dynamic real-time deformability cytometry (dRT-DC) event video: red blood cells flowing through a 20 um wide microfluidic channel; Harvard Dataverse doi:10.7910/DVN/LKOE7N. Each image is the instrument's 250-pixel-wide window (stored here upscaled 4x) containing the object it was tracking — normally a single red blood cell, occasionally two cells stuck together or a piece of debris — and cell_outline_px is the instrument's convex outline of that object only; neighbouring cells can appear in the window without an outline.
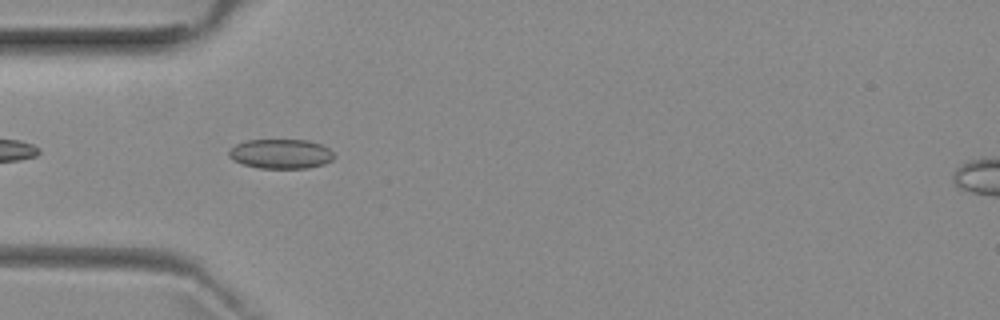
{"species": "common noctule bat (a hibernating species)", "species_latin": "Nyctalus noctula", "temperature_condition": "room temperature", "stored_images_in_passage": 6, "camera_frame_rate_fps": 3000, "um_per_image_px": 0.085, "animal": {"sex": "female", "body_mass_g": 29.2, "forearm_length_mm": 56.3}, "frame": {"image": 1, "passage_image": 5, "time_ms": 4.667, "image_size_px": [1000, 320], "cell_outline_px": [[336, 156], [332, 160], [324, 164], [308, 168], [260, 168], [244, 164], [232, 160], [228, 156], [228, 152], [236, 144], [248, 140], [308, 140], [320, 144], [328, 148]], "centroid_in_image_um": [23.88, 13.08], "position_along_channel_um": 61.1, "area_um2": 18.09}}
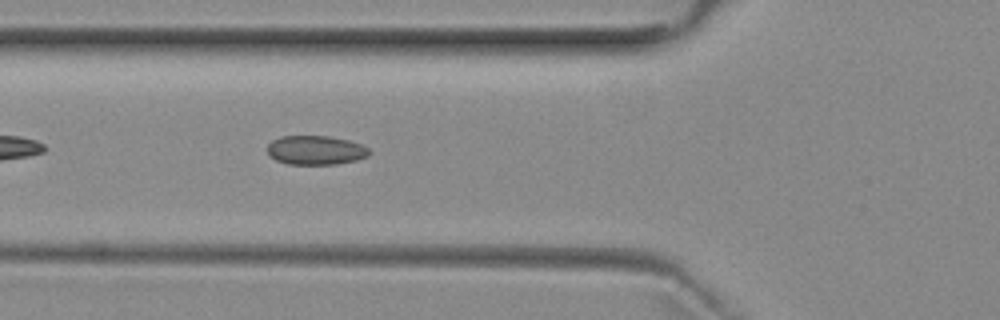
{"frame": {"image": 2, "passage_image": 6, "time_ms": 5.667, "image_size_px": [1000, 320], "cell_outline_px": [[372, 152], [368, 156], [356, 160], [336, 164], [288, 164], [276, 160], [268, 156], [268, 144], [272, 140], [280, 136], [328, 136], [348, 140], [360, 144], [368, 148]], "centroid_in_image_um": [26.82, 12.76], "position_along_channel_um": 99.0, "area_um2": 17.34}}